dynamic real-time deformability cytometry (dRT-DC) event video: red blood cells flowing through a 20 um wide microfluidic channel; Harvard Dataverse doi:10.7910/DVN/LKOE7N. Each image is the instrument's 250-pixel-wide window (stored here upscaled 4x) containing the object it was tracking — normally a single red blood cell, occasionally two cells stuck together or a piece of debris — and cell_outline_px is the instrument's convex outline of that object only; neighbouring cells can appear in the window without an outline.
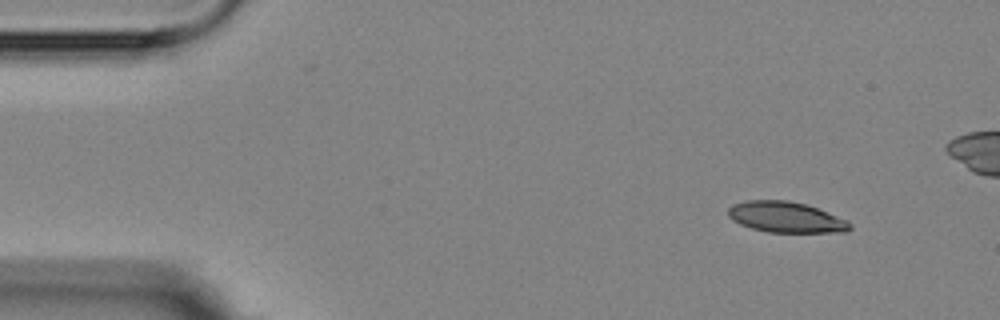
{"species": "Egyptian fruit bat (a non-hibernating species)", "species_latin": "Rousettus aegyptiacus", "temperature_condition": "room temperature", "stored_images_in_passage": 4, "camera_frame_rate_fps": 3000, "um_per_image_px": 0.085, "animal": {"sex": "female"}, "frame": {"image": 1, "passage_image": 1, "time_ms": 0.0, "image_size_px": [1000, 320], "cell_outline_px": [[852, 228], [848, 232], [768, 232], [752, 228], [740, 224], [732, 220], [728, 216], [728, 208], [732, 204], [748, 200], [788, 200], [804, 204], [816, 208], [848, 220], [852, 224]], "centroid_in_image_um": [66.8, 18.46], "position_along_channel_um": 18.2, "area_um2": 21.85}}